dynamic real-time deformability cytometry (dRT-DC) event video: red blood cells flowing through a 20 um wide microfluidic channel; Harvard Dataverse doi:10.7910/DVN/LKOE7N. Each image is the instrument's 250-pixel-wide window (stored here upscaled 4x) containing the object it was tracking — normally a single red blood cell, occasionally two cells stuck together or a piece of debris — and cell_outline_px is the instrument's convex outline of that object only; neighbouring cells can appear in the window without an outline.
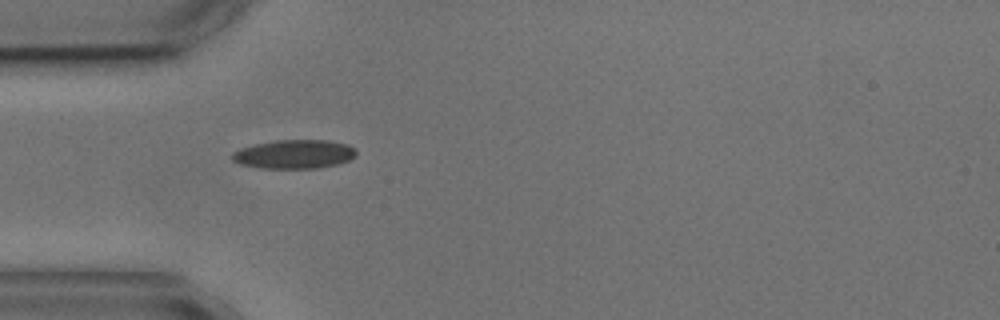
{"species": "common noctule bat (a hibernating species)", "species_latin": "Nyctalus noctula", "temperature_condition": "cold", "stored_images_in_passage": 11, "camera_frame_rate_fps": 3000, "um_per_image_px": 0.085, "animal": {"sex": "male", "body_mass_g": 17.9, "forearm_length_mm": 54.2}, "frame": {"image": 1, "passage_image": 1, "time_ms": 0.0, "image_size_px": [1000, 320], "cell_outline_px": [[356, 156], [348, 160], [336, 164], [320, 168], [260, 168], [240, 164], [232, 160], [232, 152], [240, 148], [252, 144], [276, 140], [328, 140], [348, 144], [356, 148]], "centroid_in_image_um": [25.0, 13.1], "position_along_channel_um": 60.0, "area_um2": 21.04}}
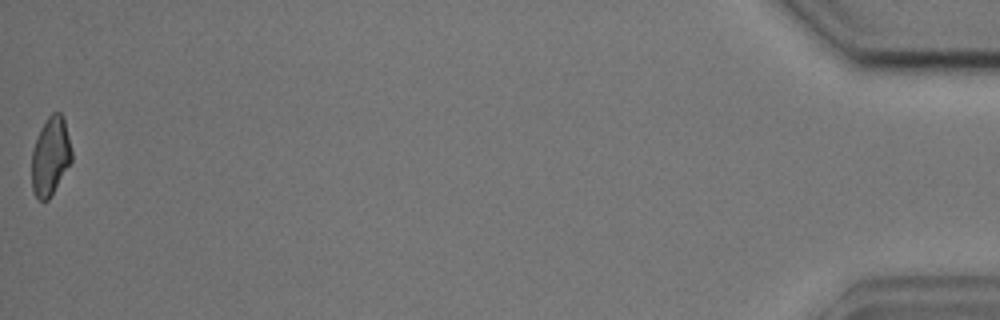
{"frame": {"image": 2, "passage_image": 11, "time_ms": 13.0, "image_size_px": [1000, 320], "cell_outline_px": [[72, 160], [48, 200], [40, 200], [32, 192], [32, 148], [40, 128], [48, 116], [52, 112], [60, 112], [64, 120], [72, 152]], "centroid_in_image_um": [4.27, 13.27], "position_along_channel_um": 430.9, "area_um2": 18.09}, "authors_computed_cell_mechanics": {"area_um2": 19.8254, "velocity_mm_per_s": 3.6283, "shape_relaxation_time_tau1_ms": 2.875, "shape_relaxation_time_tau2_ms": 7.0148, "deformation_change_tau1": 0.0889, "deformation_change_tau2": 0.1255}}